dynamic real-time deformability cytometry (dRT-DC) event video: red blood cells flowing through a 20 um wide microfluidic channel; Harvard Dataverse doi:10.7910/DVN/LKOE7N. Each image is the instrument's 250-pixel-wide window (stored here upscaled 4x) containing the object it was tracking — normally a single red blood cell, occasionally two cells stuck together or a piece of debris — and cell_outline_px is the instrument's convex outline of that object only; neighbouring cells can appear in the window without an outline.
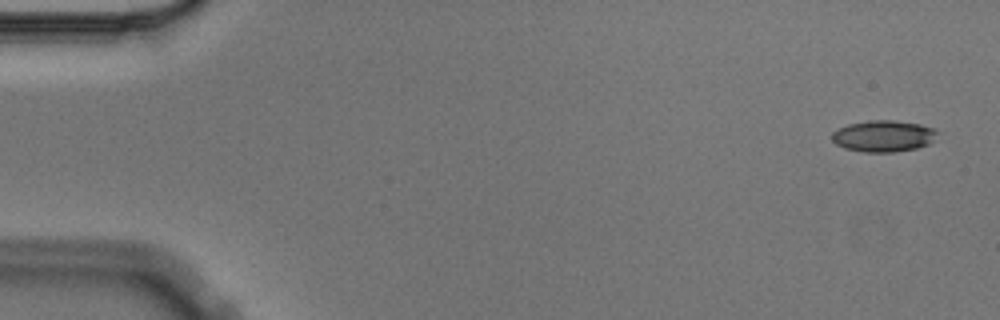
{"species": "Egyptian fruit bat (a non-hibernating species)", "species_latin": "Rousettus aegyptiacus", "temperature_condition": "cold", "stored_images_in_passage": 5, "camera_frame_rate_fps": 3000, "um_per_image_px": 0.085, "animal": {"sex": "male"}, "frame": {"image": 1, "passage_image": 1, "time_ms": 0.0, "image_size_px": [1000, 320], "cell_outline_px": [[940, 132], [928, 144], [916, 148], [892, 152], [864, 152], [844, 148], [836, 144], [832, 140], [832, 132], [848, 124], [868, 120], [892, 120], [920, 124], [936, 128]], "centroid_in_image_um": [75.11, 11.56], "position_along_channel_um": 9.9, "area_um2": 19.36}}
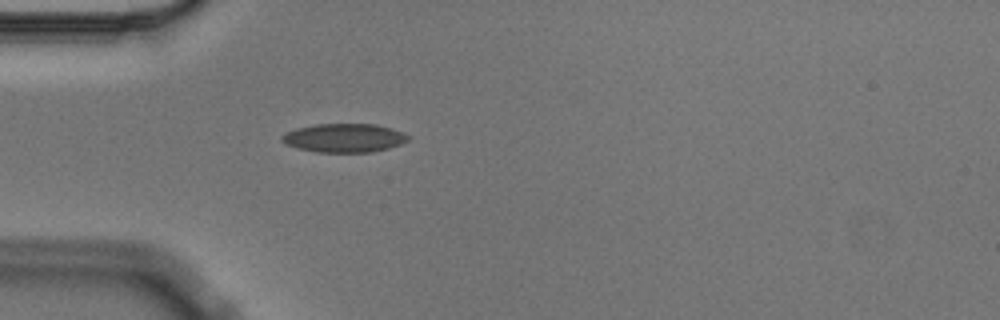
{"frame": {"image": 2, "passage_image": 5, "time_ms": 1.333, "image_size_px": [1000, 320], "cell_outline_px": [[412, 136], [408, 140], [400, 144], [388, 148], [372, 152], [316, 152], [300, 148], [288, 144], [280, 140], [280, 136], [296, 128], [316, 124], [376, 124], [392, 128]], "centroid_in_image_um": [29.29, 11.72], "position_along_channel_um": 55.7, "area_um2": 21.04}}